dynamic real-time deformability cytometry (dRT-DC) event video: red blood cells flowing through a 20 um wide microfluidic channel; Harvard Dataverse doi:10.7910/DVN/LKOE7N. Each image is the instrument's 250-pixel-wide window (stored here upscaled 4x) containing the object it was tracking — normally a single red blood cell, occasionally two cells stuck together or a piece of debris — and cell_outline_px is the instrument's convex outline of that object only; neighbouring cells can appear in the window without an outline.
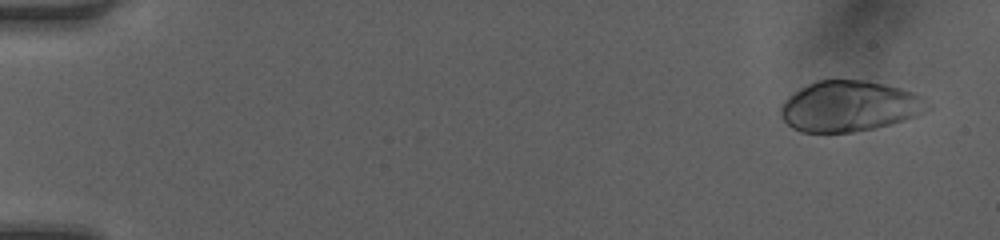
{"species": "human", "species_latin": "Homo sapiens", "temperature_condition": "room temperature", "stored_images_in_passage": 49, "camera_frame_rate_fps": 3000, "um_per_image_px": 0.085, "donor": {"sex": "female"}, "frame": {"image": 1, "passage_image": 3, "time_ms": 0.667, "image_size_px": [1000, 240], "cell_outline_px": [[932, 108], [916, 116], [904, 120], [876, 128], [852, 132], [800, 132], [792, 128], [780, 116], [780, 108], [784, 100], [788, 96], [800, 88], [816, 80], [864, 80], [884, 84], [900, 88], [924, 96]], "centroid_in_image_um": [72.2, 9.03], "position_along_channel_um": 12.8, "area_um2": 43.58}}
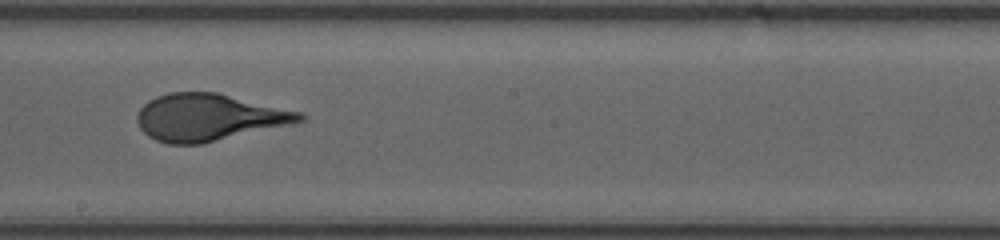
{"frame": {"image": 2, "passage_image": 29, "time_ms": 9.333, "image_size_px": [1000, 240], "cell_outline_px": [[308, 116], [304, 120], [292, 124], [200, 144], [168, 144], [156, 140], [148, 136], [140, 128], [136, 120], [136, 116], [140, 108], [148, 100], [156, 96], [168, 92], [216, 92], [300, 112]], "centroid_in_image_um": [17.72, 9.97], "position_along_channel_um": 230.5, "area_um2": 44.39}}
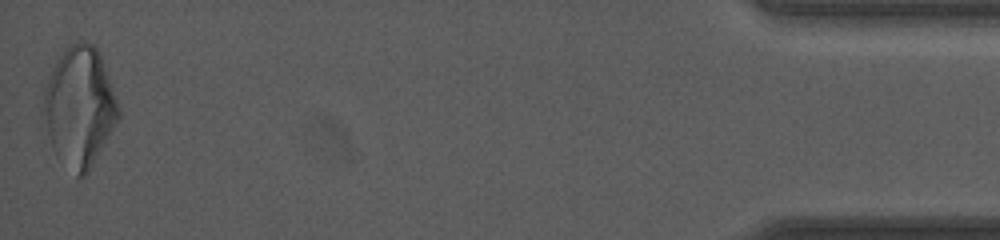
{"frame": {"image": 3, "passage_image": 49, "time_ms": 16.0, "image_size_px": [1000, 240], "cell_outline_px": [[120, 116], [88, 172], [84, 176], [76, 176], [56, 156], [40, 124], [40, 116], [44, 92], [56, 56], [64, 48], [80, 40], [84, 40], [92, 44], [100, 52], [120, 112]], "centroid_in_image_um": [6.68, 9.08], "position_along_channel_um": 428.5, "area_um2": 52.94}}